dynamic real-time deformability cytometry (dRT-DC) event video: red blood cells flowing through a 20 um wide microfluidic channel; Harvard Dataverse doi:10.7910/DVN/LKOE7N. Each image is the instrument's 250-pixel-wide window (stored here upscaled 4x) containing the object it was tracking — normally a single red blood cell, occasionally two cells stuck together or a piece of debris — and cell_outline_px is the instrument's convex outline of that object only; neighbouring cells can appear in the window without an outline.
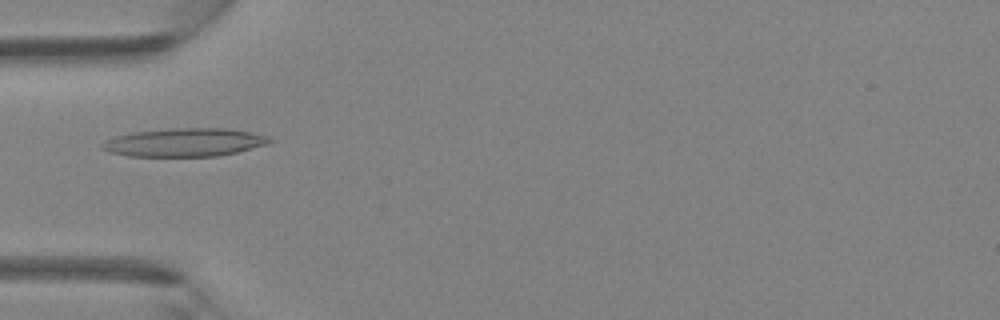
{"species": "Egyptian fruit bat (a non-hibernating species)", "species_latin": "Rousettus aegyptiacus", "temperature_condition": "room temperature", "stored_images_in_passage": 41, "camera_frame_rate_fps": 3000, "um_per_image_px": 0.085, "animal": {"sex": "female"}, "frame": {"image": 1, "passage_image": 10, "time_ms": 3.0, "image_size_px": [1000, 320], "cell_outline_px": [[276, 140], [268, 144], [236, 152], [216, 156], [128, 156], [108, 152], [100, 148], [100, 144], [116, 136], [132, 132], [172, 128], [228, 128], [268, 136]], "centroid_in_image_um": [15.68, 12.1], "position_along_channel_um": 69.3, "area_um2": 27.63}}
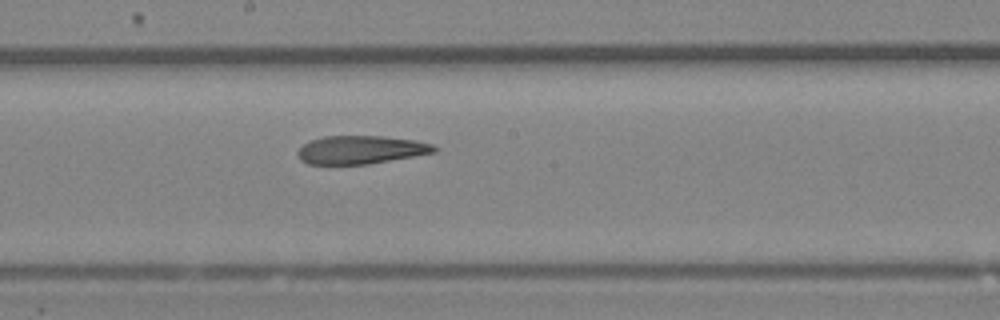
{"frame": {"image": 2, "passage_image": 20, "time_ms": 6.333, "image_size_px": [1000, 320], "cell_outline_px": [[440, 148], [436, 152], [368, 164], [308, 164], [300, 160], [296, 152], [304, 144], [312, 140], [324, 136], [384, 136], [416, 140], [432, 144]], "centroid_in_image_um": [30.69, 12.73], "position_along_channel_um": 217.5, "area_um2": 22.48}}
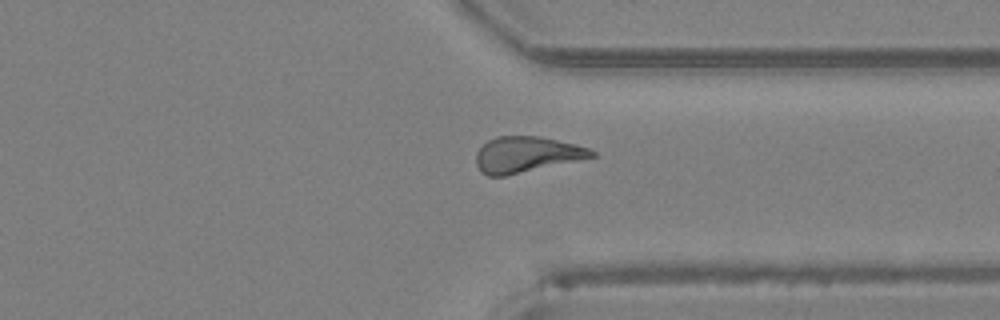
{"frame": {"image": 3, "passage_image": 30, "time_ms": 9.667, "image_size_px": [1000, 320], "cell_outline_px": [[596, 156], [504, 176], [488, 176], [480, 172], [476, 164], [476, 152], [488, 140], [496, 136], [540, 136], [576, 144], [588, 148], [596, 152]], "centroid_in_image_um": [44.72, 13.12], "position_along_channel_um": 366.7, "area_um2": 23.99}}